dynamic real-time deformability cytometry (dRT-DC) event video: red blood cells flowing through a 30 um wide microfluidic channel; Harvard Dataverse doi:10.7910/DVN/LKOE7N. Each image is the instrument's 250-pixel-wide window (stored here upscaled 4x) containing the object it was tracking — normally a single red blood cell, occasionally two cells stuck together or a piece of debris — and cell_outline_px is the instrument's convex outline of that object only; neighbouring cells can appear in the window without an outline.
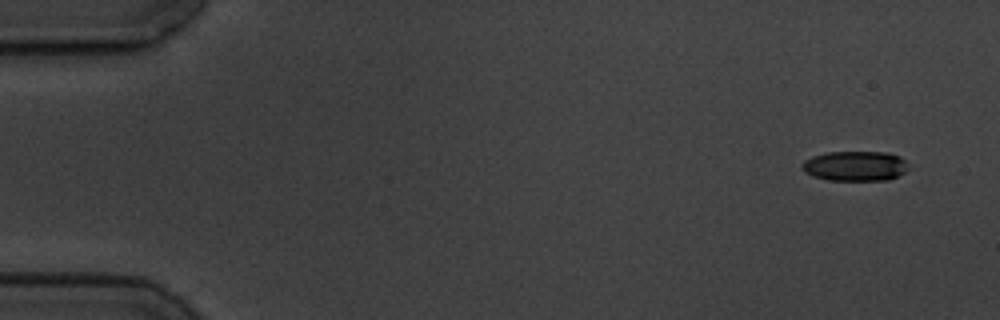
{"species": "common noctule bat (a hibernating species)", "species_latin": "Nyctalus noctula", "temperature_condition": "cold", "stored_images_in_passage": 5, "camera_frame_rate_fps": 3000, "um_per_image_px": 0.085, "animal": {"sex": "male", "body_mass_g": 19.5, "forearm_length_mm": 54.6}, "frame": {"image": 1, "passage_image": 1, "time_ms": 0.0, "image_size_px": [1000, 320], "cell_outline_px": [[908, 168], [904, 172], [888, 180], [828, 180], [812, 176], [804, 172], [800, 168], [800, 164], [804, 160], [812, 156], [828, 152], [888, 152], [900, 156], [904, 160]], "centroid_in_image_um": [72.63, 14.11], "position_along_channel_um": 12.4, "area_um2": 18.67}}
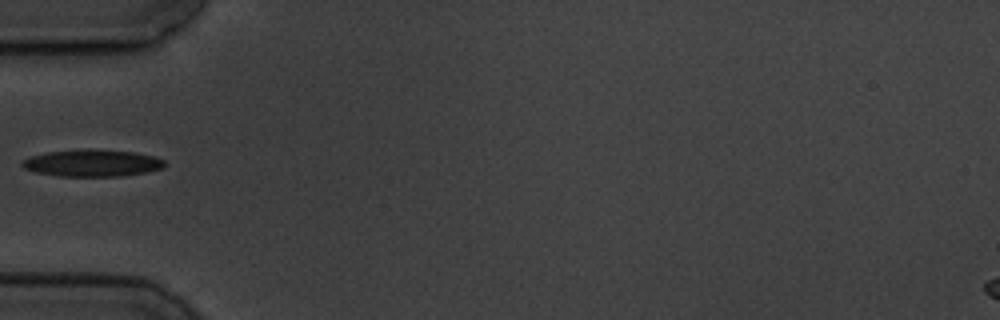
{"frame": {"image": 2, "passage_image": 5, "time_ms": 5.333, "image_size_px": [1000, 320], "cell_outline_px": [[164, 168], [144, 172], [120, 176], [60, 176], [36, 172], [24, 168], [20, 164], [24, 160], [32, 156], [44, 152], [88, 148], [92, 148], [136, 152], [156, 156], [164, 160]], "centroid_in_image_um": [7.85, 13.84], "position_along_channel_um": 77.1, "area_um2": 22.54}}